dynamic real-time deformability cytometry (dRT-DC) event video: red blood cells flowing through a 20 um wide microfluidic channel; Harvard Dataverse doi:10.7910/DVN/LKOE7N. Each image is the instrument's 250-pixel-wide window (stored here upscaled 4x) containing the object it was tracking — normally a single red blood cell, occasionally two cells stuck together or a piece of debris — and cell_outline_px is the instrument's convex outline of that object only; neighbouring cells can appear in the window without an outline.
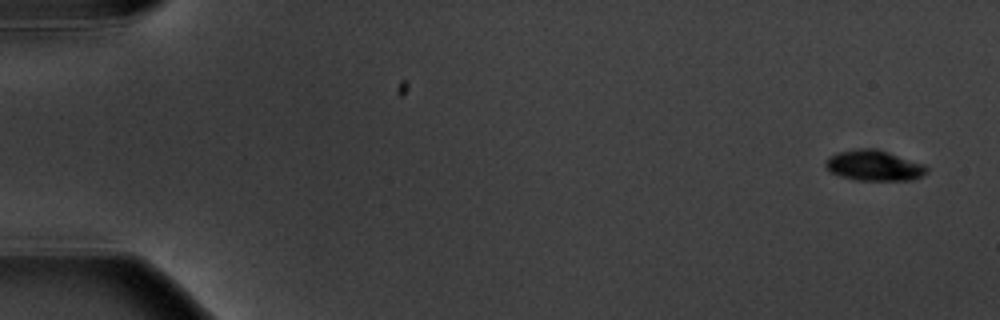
{"species": "common noctule bat (a hibernating species)", "species_latin": "Nyctalus noctula", "temperature_condition": "warm", "stored_images_in_passage": 8, "camera_frame_rate_fps": 3000, "um_per_image_px": 0.085, "animal": {"sex": "male", "body_mass_g": 20.1, "forearm_length_mm": 53.5}, "frame": {"image": 1, "passage_image": 1, "time_ms": 0.0, "image_size_px": [1000, 320], "cell_outline_px": [[928, 172], [912, 180], [856, 180], [840, 176], [832, 172], [824, 164], [824, 160], [828, 156], [836, 152], [860, 148], [876, 148], [924, 164], [928, 168]], "centroid_in_image_um": [74.27, 14.06], "position_along_channel_um": 10.7, "area_um2": 18.03}}
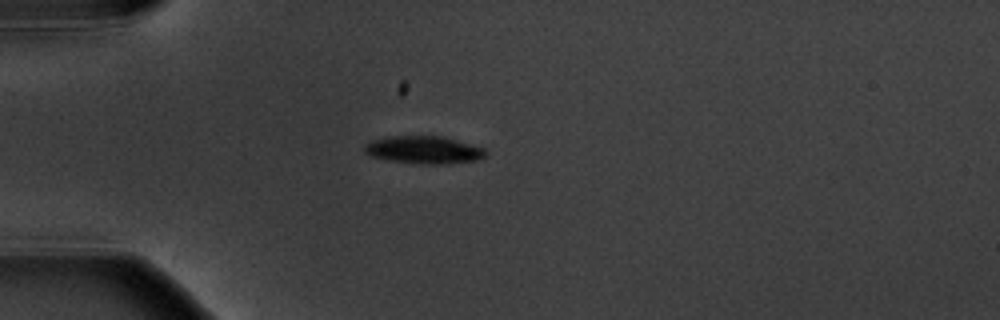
{"frame": {"image": 2, "passage_image": 5, "time_ms": 4.667, "image_size_px": [1000, 320], "cell_outline_px": [[488, 152], [484, 156], [476, 160], [440, 164], [424, 164], [392, 160], [372, 156], [364, 152], [364, 144], [372, 140], [388, 136], [444, 136], [472, 144], [484, 148]], "centroid_in_image_um": [36.03, 12.72], "position_along_channel_um": 49.0, "area_um2": 19.36}}
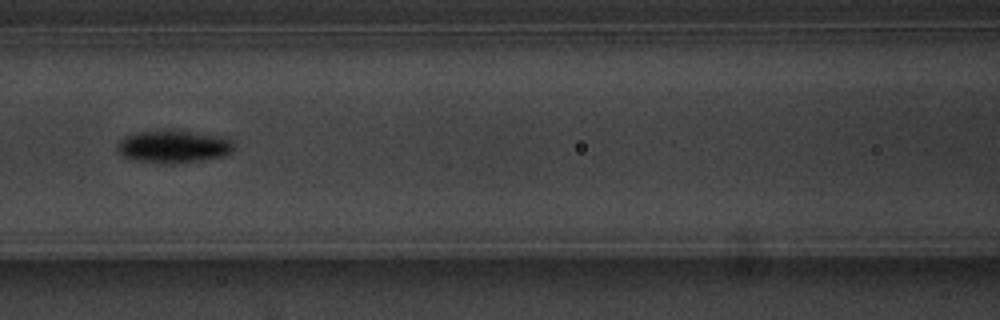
{"frame": {"image": 3, "passage_image": 8, "time_ms": 8.0, "image_size_px": [1000, 320], "cell_outline_px": [[232, 152], [224, 156], [176, 164], [164, 164], [136, 160], [124, 156], [116, 148], [116, 144], [124, 136], [140, 132], [168, 128], [176, 128], [216, 136], [232, 140]], "centroid_in_image_um": [14.71, 12.43], "position_along_channel_um": 151.9, "area_um2": 22.48}}